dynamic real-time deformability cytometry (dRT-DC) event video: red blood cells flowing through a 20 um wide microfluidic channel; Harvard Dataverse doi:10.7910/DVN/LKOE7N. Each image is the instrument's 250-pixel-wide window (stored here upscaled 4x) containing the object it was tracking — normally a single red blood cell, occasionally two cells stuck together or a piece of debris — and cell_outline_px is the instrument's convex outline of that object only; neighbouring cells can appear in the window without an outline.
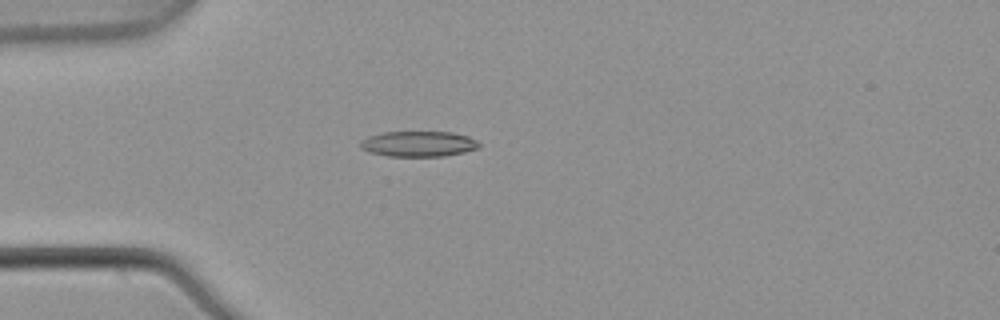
{"species": "common noctule bat (a hibernating species)", "species_latin": "Nyctalus noctula", "temperature_condition": "warm", "stored_images_in_passage": 4, "camera_frame_rate_fps": 3000, "um_per_image_px": 0.085, "animal": {"sex": "male", "body_mass_g": 21.5, "forearm_length_mm": 52.0}, "frame": {"image": 1, "passage_image": 4, "time_ms": 1.0, "image_size_px": [1000, 320], "cell_outline_px": [[480, 148], [464, 152], [444, 156], [388, 156], [368, 152], [360, 148], [360, 140], [368, 136], [384, 132], [452, 132], [468, 136], [476, 140], [480, 144]], "centroid_in_image_um": [35.56, 12.23], "position_along_channel_um": 49.4, "area_um2": 17.74}}